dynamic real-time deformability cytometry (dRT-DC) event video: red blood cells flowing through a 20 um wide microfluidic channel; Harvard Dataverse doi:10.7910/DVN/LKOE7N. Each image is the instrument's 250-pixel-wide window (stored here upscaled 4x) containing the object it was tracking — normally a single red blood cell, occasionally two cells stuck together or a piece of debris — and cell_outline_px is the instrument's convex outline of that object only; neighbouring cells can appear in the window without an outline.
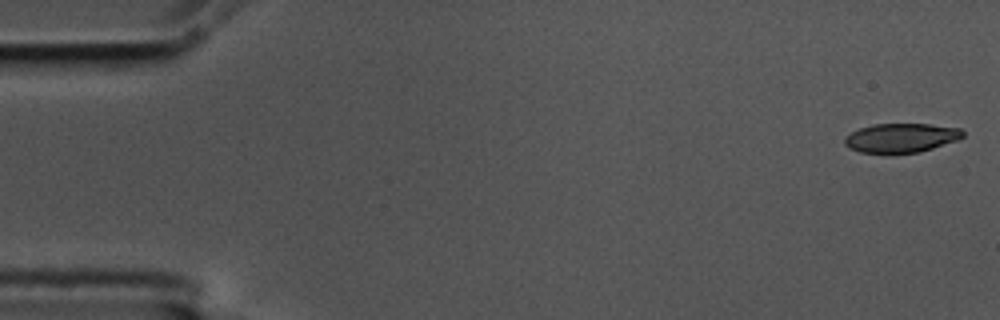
{"species": "common noctule bat (a hibernating species)", "species_latin": "Nyctalus noctula", "temperature_condition": "cold", "stored_images_in_passage": 57, "camera_frame_rate_fps": 3000, "um_per_image_px": 0.085, "animal": {"sex": "male", "body_mass_g": 17.5, "forearm_length_mm": 52.3}, "frame": {"image": 1, "passage_image": 1, "time_ms": 0.0, "image_size_px": [1000, 320], "cell_outline_px": [[964, 136], [956, 140], [920, 152], [860, 152], [848, 148], [844, 144], [844, 140], [852, 132], [860, 128], [872, 124], [928, 124], [960, 128], [964, 132]], "centroid_in_image_um": [76.59, 11.7], "position_along_channel_um": 8.4, "area_um2": 19.71}}
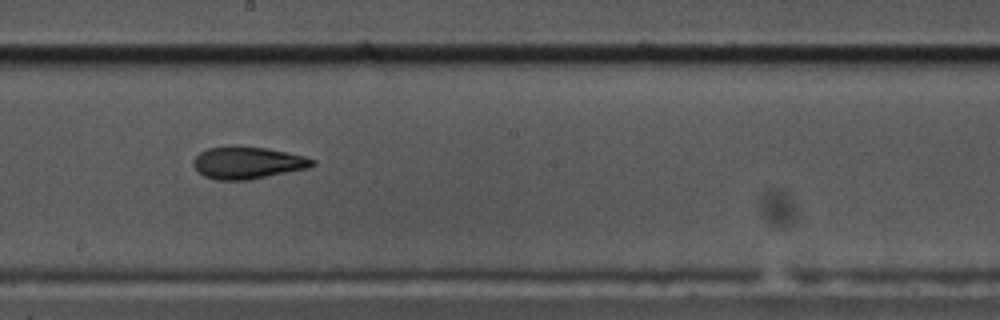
{"frame": {"image": 2, "passage_image": 31, "time_ms": 10.0, "image_size_px": [1000, 320], "cell_outline_px": [[316, 164], [308, 168], [248, 180], [216, 180], [204, 176], [192, 164], [192, 160], [200, 152], [208, 148], [232, 144], [268, 148], [304, 156], [316, 160]], "centroid_in_image_um": [21.03, 13.81], "position_along_channel_um": 227.2, "area_um2": 22.6}}
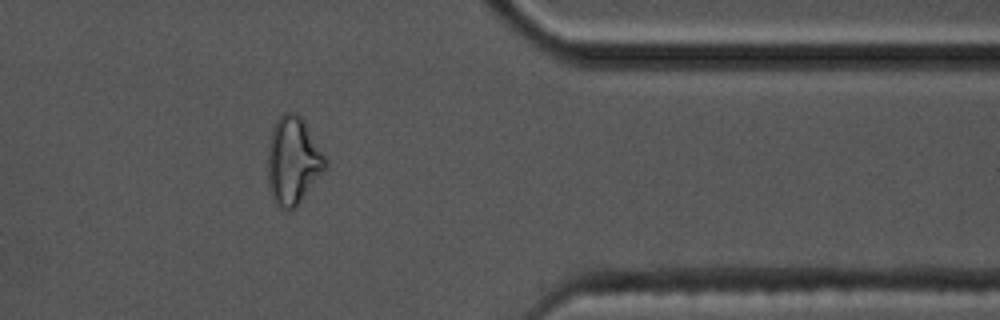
{"frame": {"image": 3, "passage_image": 46, "time_ms": 15.0, "image_size_px": [1000, 320], "cell_outline_px": [[328, 168], [296, 208], [284, 208], [272, 196], [268, 188], [268, 144], [272, 128], [276, 120], [284, 112], [296, 112], [304, 120], [328, 160]], "centroid_in_image_um": [24.94, 13.63], "position_along_channel_um": 386.5, "area_um2": 29.65}, "authors_computed_cell_mechanics": {"area_um2": 22.3108, "velocity_mm_per_s": 3.5133, "shape_relaxation_time_tau1_ms": 7.1537, "shape_relaxation_time_tau2_ms": 4.1585, "deformation_change_tau1": 0.1829, "deformation_change_tau2": 0.1219}}